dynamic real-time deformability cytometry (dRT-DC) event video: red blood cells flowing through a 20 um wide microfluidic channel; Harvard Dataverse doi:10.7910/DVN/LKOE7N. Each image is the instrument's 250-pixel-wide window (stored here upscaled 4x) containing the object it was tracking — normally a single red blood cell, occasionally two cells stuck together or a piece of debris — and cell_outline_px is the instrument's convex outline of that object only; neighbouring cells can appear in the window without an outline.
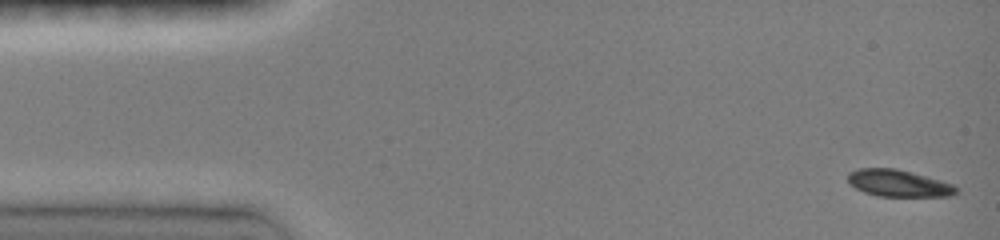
{"species": "common noctule bat (a hibernating species)", "species_latin": "Nyctalus noctula", "temperature_condition": "room temperature", "stored_images_in_passage": 16, "camera_frame_rate_fps": 3000, "um_per_image_px": 0.085, "animal": {"sex": "female", "body_mass_g": 19.0, "forearm_length_mm": 51.5}, "frame": {"image": 1, "passage_image": 1, "time_ms": 0.0, "image_size_px": [1000, 240], "cell_outline_px": [[960, 188], [952, 196], [876, 196], [864, 192], [856, 188], [848, 180], [848, 172], [860, 168], [896, 168], [912, 172], [940, 180], [952, 184]], "centroid_in_image_um": [76.38, 15.57], "position_along_channel_um": 8.6, "area_um2": 16.94}}
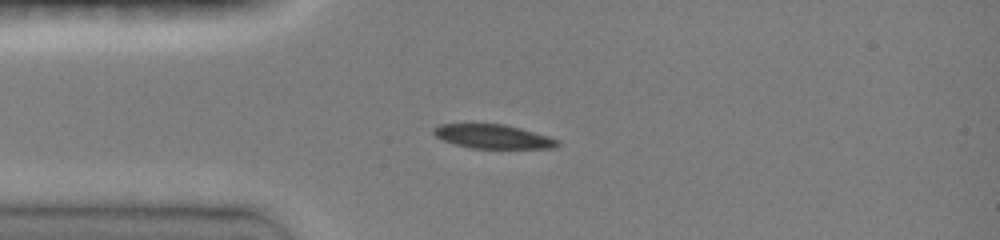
{"frame": {"image": 2, "passage_image": 7, "time_ms": 3.333, "image_size_px": [1000, 240], "cell_outline_px": [[560, 144], [556, 148], [468, 148], [444, 140], [436, 136], [432, 132], [432, 128], [440, 124], [504, 124], [520, 128], [548, 136], [560, 140]], "centroid_in_image_um": [41.92, 11.6], "position_along_channel_um": 43.1, "area_um2": 17.28}}
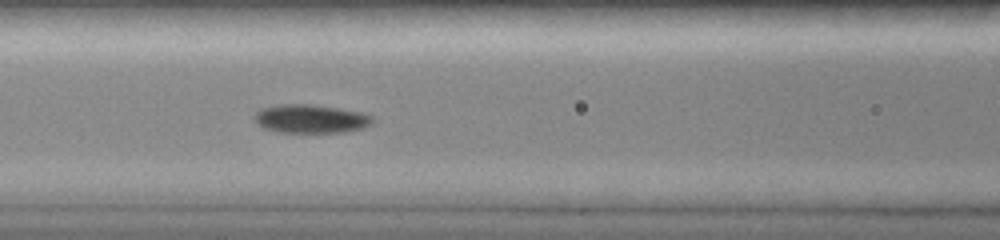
{"frame": {"image": 3, "passage_image": 13, "time_ms": 6.0, "image_size_px": [1000, 240], "cell_outline_px": [[372, 124], [364, 128], [348, 132], [276, 132], [264, 128], [256, 124], [252, 116], [260, 108], [280, 104], [312, 104], [360, 112], [372, 116]], "centroid_in_image_um": [26.36, 10.1], "position_along_channel_um": 140.2, "area_um2": 19.83}}